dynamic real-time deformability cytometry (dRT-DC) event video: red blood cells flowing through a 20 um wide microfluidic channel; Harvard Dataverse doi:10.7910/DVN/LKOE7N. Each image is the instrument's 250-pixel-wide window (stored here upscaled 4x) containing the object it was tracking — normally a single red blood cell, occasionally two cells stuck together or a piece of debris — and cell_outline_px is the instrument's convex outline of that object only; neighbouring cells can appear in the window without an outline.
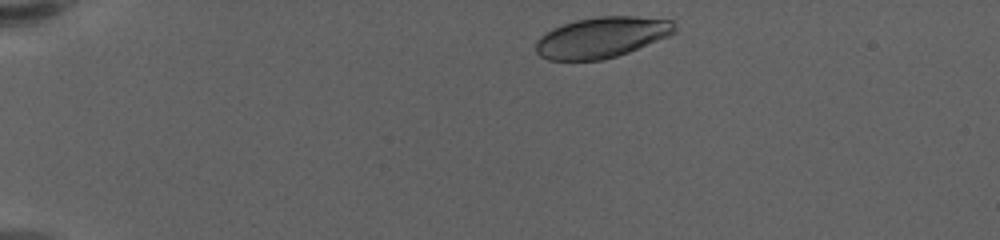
{"species": "human", "species_latin": "Homo sapiens", "temperature_condition": "warm", "stored_images_in_passage": 42, "camera_frame_rate_fps": 3000, "um_per_image_px": 0.085, "donor": {"sex": "female"}, "frame": {"image": 1, "passage_image": 2, "time_ms": 0.333, "image_size_px": [1000, 240], "cell_outline_px": [[676, 32], [668, 36], [628, 52], [616, 56], [600, 60], [548, 60], [540, 56], [536, 52], [536, 40], [540, 36], [552, 28], [576, 20], [596, 16], [636, 16], [672, 20], [676, 28]], "centroid_in_image_um": [51.13, 3.17], "position_along_channel_um": 33.9, "area_um2": 32.89}}
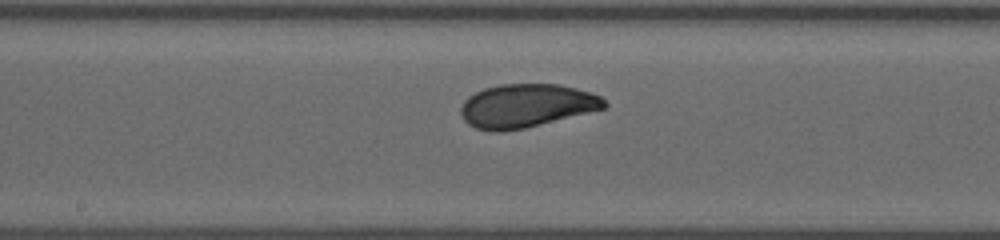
{"frame": {"image": 2, "passage_image": 23, "time_ms": 7.333, "image_size_px": [1000, 240], "cell_outline_px": [[608, 108], [524, 128], [500, 132], [496, 132], [476, 128], [468, 124], [464, 120], [460, 112], [460, 108], [464, 100], [468, 96], [484, 88], [500, 84], [556, 84], [576, 88], [592, 92], [600, 96], [608, 104]], "centroid_in_image_um": [44.75, 8.98], "position_along_channel_um": 203.4, "area_um2": 36.47}}
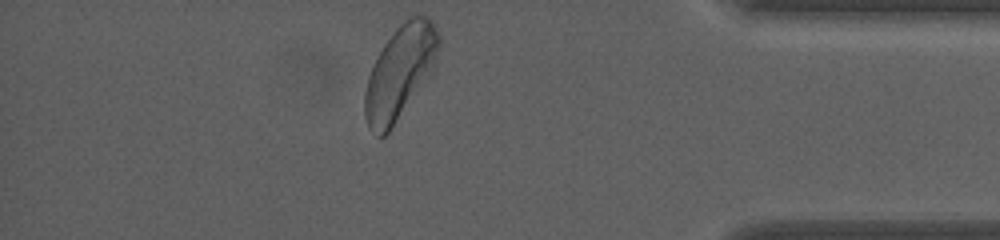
{"frame": {"image": 3, "passage_image": 42, "time_ms": 13.667, "image_size_px": [1000, 240], "cell_outline_px": [[440, 44], [436, 64], [432, 76], [388, 132], [384, 136], [376, 136], [368, 128], [364, 116], [364, 92], [368, 76], [384, 44], [396, 28], [400, 24], [416, 12], [428, 16], [432, 20], [440, 36]], "centroid_in_image_um": [34.04, 6.13], "position_along_channel_um": 401.2, "area_um2": 40.86}, "authors_computed_cell_mechanics": {"area_um2": 35.8938, "velocity_mm_per_s": 3.5381, "shape_relaxation_time_tau1_ms": 5.471, "shape_relaxation_time_tau2_ms": 2.4364, "deformation_change_tau1": 0.1647, "deformation_change_tau2": 0.0756}}